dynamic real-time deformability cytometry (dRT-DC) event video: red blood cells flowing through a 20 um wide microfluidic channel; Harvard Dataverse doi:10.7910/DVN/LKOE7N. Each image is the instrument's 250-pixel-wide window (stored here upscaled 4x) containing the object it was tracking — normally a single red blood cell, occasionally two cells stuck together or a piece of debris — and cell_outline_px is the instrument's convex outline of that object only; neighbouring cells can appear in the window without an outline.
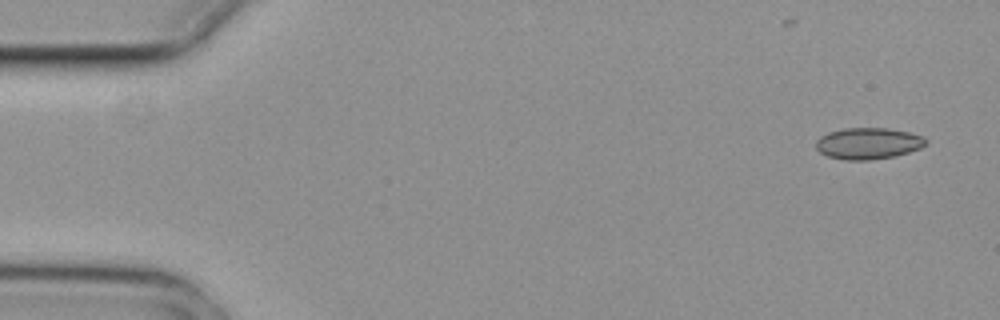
{"species": "common noctule bat (a hibernating species)", "species_latin": "Nyctalus noctula", "temperature_condition": "cold", "stored_images_in_passage": 5, "segment_of_instrument_passage": [1, 2], "camera_frame_rate_fps": 3000, "um_per_image_px": 0.085, "animal": {"sex": "female", "body_mass_g": 29.2, "forearm_length_mm": 56.3}, "frame": {"image": 1, "passage_image": 1, "time_ms": 0.0, "image_size_px": [1000, 320], "cell_outline_px": [[928, 140], [920, 148], [908, 152], [892, 156], [868, 160], [844, 160], [828, 156], [820, 152], [816, 148], [816, 140], [820, 136], [828, 132], [844, 128], [888, 128], [908, 132], [924, 136]], "centroid_in_image_um": [73.77, 12.18], "position_along_channel_um": 11.2, "area_um2": 20.06}}
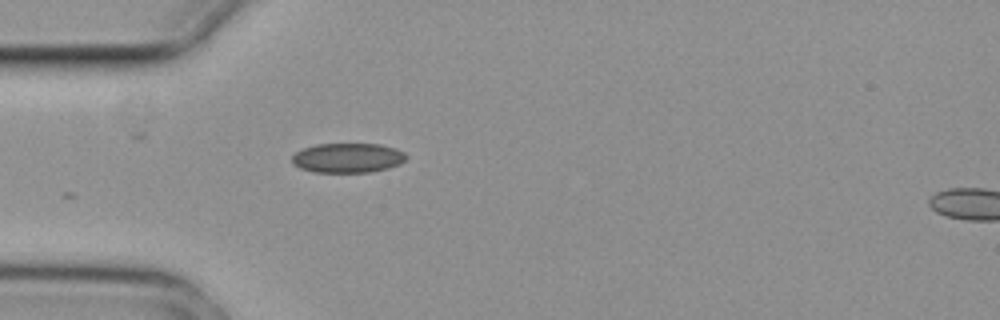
{"frame": {"image": 2, "passage_image": 4, "time_ms": 1.0, "image_size_px": [1000, 320], "cell_outline_px": [[408, 156], [400, 164], [388, 168], [368, 172], [312, 172], [300, 168], [292, 164], [292, 156], [296, 152], [304, 148], [316, 144], [380, 144], [396, 148], [404, 152]], "centroid_in_image_um": [29.56, 13.42], "position_along_channel_um": 55.4, "area_um2": 19.77}}